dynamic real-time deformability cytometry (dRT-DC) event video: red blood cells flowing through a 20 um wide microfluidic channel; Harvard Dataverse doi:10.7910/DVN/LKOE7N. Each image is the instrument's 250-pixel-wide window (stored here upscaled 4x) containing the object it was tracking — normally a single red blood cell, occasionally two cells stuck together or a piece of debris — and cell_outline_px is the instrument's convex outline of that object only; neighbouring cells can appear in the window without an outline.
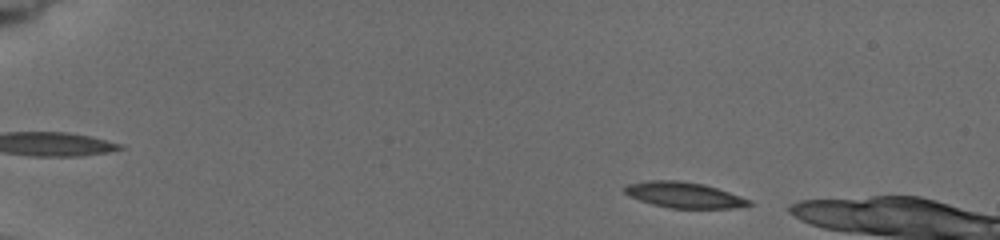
{"species": "common noctule bat (a hibernating species)", "species_latin": "Nyctalus noctula", "temperature_condition": "cold", "stored_images_in_passage": 5, "camera_frame_rate_fps": 3000, "um_per_image_px": 0.085, "animal": {"sex": "female", "body_mass_g": 19.5, "forearm_length_mm": 54.1}, "frame": {"image": 1, "passage_image": 1, "time_ms": 0.0, "image_size_px": [1000, 240], "cell_outline_px": [[752, 204], [736, 208], [672, 208], [652, 204], [628, 196], [624, 192], [624, 188], [628, 184], [648, 180], [680, 180], [704, 184], [752, 200]], "centroid_in_image_um": [58.13, 16.57], "position_along_channel_um": 26.9, "area_um2": 18.61}}